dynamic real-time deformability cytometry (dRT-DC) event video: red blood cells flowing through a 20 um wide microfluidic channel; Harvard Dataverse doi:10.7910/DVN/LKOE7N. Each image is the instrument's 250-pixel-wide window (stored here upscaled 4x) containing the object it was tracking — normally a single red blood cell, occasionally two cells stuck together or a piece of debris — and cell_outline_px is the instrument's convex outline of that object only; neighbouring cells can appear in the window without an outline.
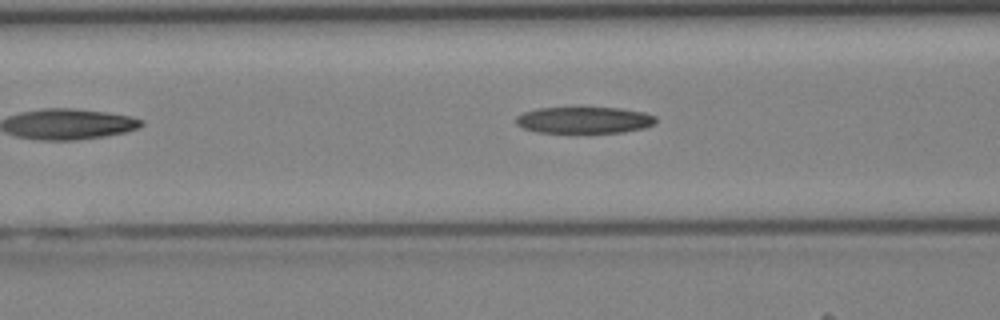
{"species": "Egyptian fruit bat (a non-hibernating species)", "species_latin": "Rousettus aegyptiacus", "temperature_condition": "cold", "stored_images_in_passage": 30, "camera_frame_rate_fps": 3000, "um_per_image_px": 0.085, "animal": {"sex": "female"}, "frame": {"image": 1, "passage_image": 5, "time_ms": 1.333, "image_size_px": [1000, 320], "cell_outline_px": [[656, 124], [644, 128], [624, 132], [576, 136], [536, 132], [524, 128], [516, 124], [516, 116], [524, 112], [536, 108], [620, 108], [644, 112], [656, 116]], "centroid_in_image_um": [49.65, 10.27], "position_along_channel_um": 116.9, "area_um2": 22.83}}
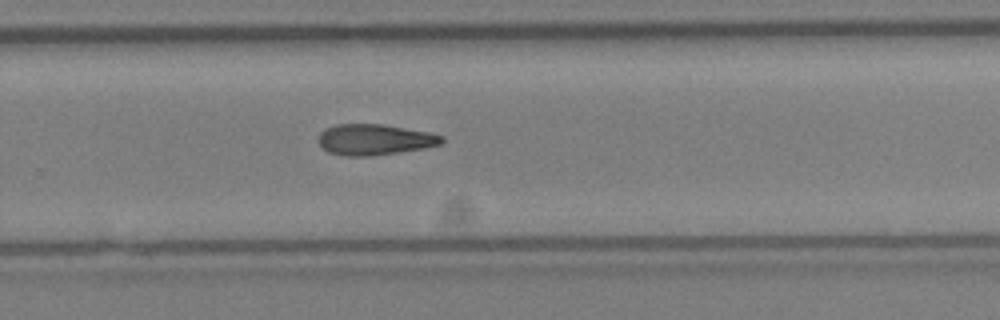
{"frame": {"image": 2, "passage_image": 16, "time_ms": 5.0, "image_size_px": [1000, 320], "cell_outline_px": [[444, 140], [440, 144], [424, 148], [372, 156], [344, 156], [328, 152], [316, 140], [320, 132], [324, 128], [336, 124], [384, 124], [428, 132], [444, 136]], "centroid_in_image_um": [31.8, 11.86], "position_along_channel_um": 298.0, "area_um2": 22.31}}
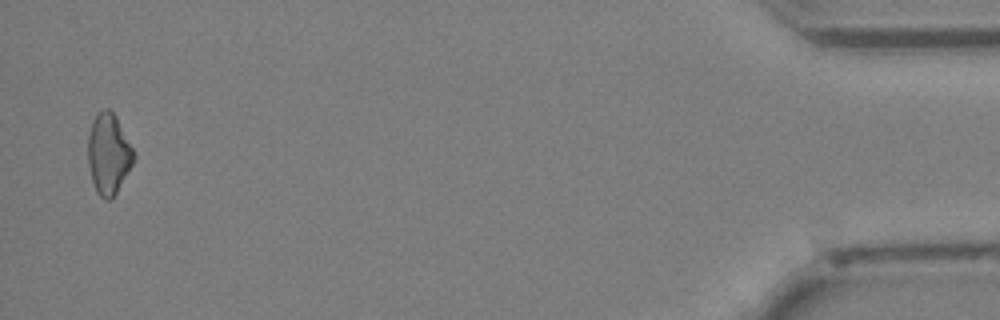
{"frame": {"image": 3, "passage_image": 29, "time_ms": 9.333, "image_size_px": [1000, 320], "cell_outline_px": [[136, 156], [132, 164], [116, 192], [108, 200], [104, 200], [96, 192], [92, 180], [88, 164], [88, 132], [92, 120], [96, 112], [104, 108], [108, 108], [116, 116]], "centroid_in_image_um": [9.2, 13.04], "position_along_channel_um": 426.0, "area_um2": 21.39}}